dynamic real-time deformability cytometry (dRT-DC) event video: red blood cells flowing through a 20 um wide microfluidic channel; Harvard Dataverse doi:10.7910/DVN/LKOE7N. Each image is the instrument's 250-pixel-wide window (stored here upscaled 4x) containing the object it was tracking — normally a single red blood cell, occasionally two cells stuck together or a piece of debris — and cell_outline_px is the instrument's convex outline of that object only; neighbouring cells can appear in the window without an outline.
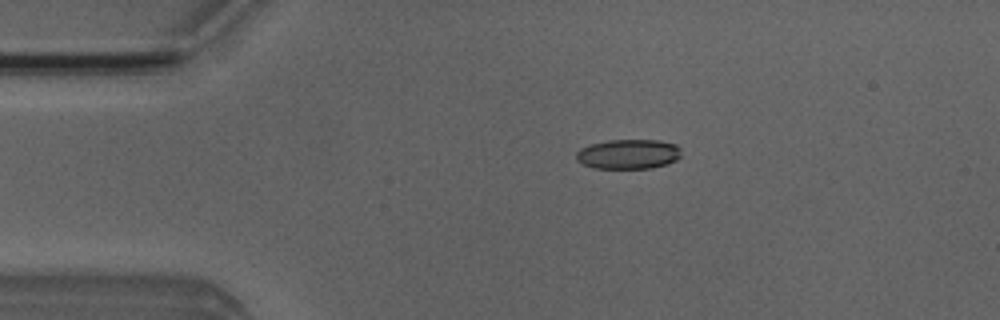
{"species": "Egyptian fruit bat (a non-hibernating species)", "species_latin": "Rousettus aegyptiacus", "temperature_condition": "room temperature", "stored_images_in_passage": 3, "camera_frame_rate_fps": 3000, "um_per_image_px": 0.085, "animal": {"sex": "male"}, "frame": {"image": 1, "passage_image": 2, "time_ms": 1.0, "image_size_px": [1000, 320], "cell_outline_px": [[680, 156], [676, 160], [668, 164], [652, 168], [596, 168], [584, 164], [576, 160], [576, 152], [580, 148], [588, 144], [608, 140], [656, 140], [676, 144], [680, 148]], "centroid_in_image_um": [53.4, 13.09], "position_along_channel_um": 31.6, "area_um2": 18.26}}